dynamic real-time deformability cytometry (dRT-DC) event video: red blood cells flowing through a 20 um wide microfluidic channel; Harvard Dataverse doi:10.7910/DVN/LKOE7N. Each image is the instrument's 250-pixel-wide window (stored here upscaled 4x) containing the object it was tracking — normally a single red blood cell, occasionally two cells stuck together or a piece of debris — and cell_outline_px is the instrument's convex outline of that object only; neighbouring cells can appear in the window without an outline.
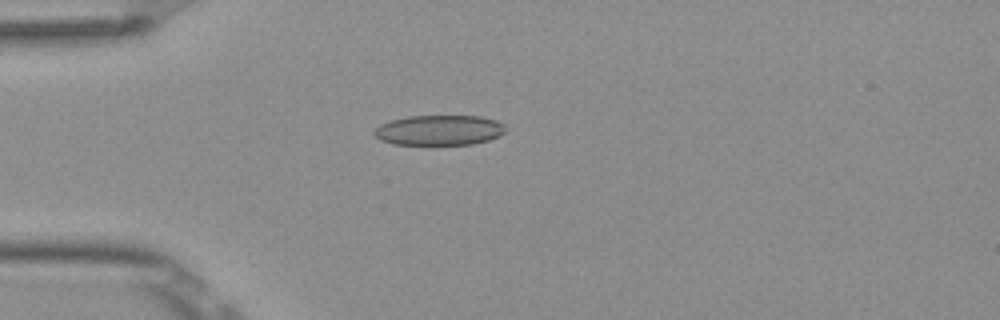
{"species": "Egyptian fruit bat (a non-hibernating species)", "species_latin": "Rousettus aegyptiacus", "temperature_condition": "room temperature", "stored_images_in_passage": 2, "camera_frame_rate_fps": 3000, "um_per_image_px": 0.085, "frame": {"image": 1, "passage_image": 1, "time_ms": 0.0, "image_size_px": [1000, 320], "cell_outline_px": [[508, 132], [500, 136], [488, 140], [472, 144], [392, 144], [380, 140], [372, 132], [380, 124], [392, 120], [408, 116], [480, 116], [496, 120], [504, 124], [508, 128]], "centroid_in_image_um": [37.38, 11.06], "position_along_channel_um": 47.6, "area_um2": 23.24}}